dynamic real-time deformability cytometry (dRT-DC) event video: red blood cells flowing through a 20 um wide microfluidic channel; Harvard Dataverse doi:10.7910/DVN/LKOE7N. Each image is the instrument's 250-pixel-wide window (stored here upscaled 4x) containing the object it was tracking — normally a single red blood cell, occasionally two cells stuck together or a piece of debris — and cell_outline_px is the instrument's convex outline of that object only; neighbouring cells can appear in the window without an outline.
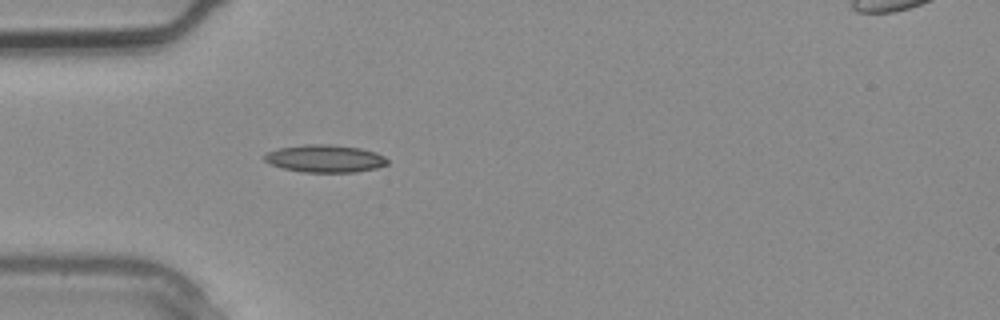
{"species": "common noctule bat (a hibernating species)", "species_latin": "Nyctalus noctula", "temperature_condition": "warm", "stored_images_in_passage": 1, "camera_frame_rate_fps": 3000, "um_per_image_px": 0.085, "animal": {"sex": "male", "body_mass_g": 20.4}, "frame": {"image": 1, "passage_image": 1, "time_ms": 0.0, "image_size_px": [1000, 320], "cell_outline_px": [[388, 164], [376, 168], [356, 172], [304, 172], [284, 168], [268, 164], [264, 160], [264, 156], [268, 152], [280, 148], [304, 144], [332, 144], [360, 148], [376, 152], [384, 156], [388, 160]], "centroid_in_image_um": [27.64, 13.47], "position_along_channel_um": 57.4, "area_um2": 19.77}}